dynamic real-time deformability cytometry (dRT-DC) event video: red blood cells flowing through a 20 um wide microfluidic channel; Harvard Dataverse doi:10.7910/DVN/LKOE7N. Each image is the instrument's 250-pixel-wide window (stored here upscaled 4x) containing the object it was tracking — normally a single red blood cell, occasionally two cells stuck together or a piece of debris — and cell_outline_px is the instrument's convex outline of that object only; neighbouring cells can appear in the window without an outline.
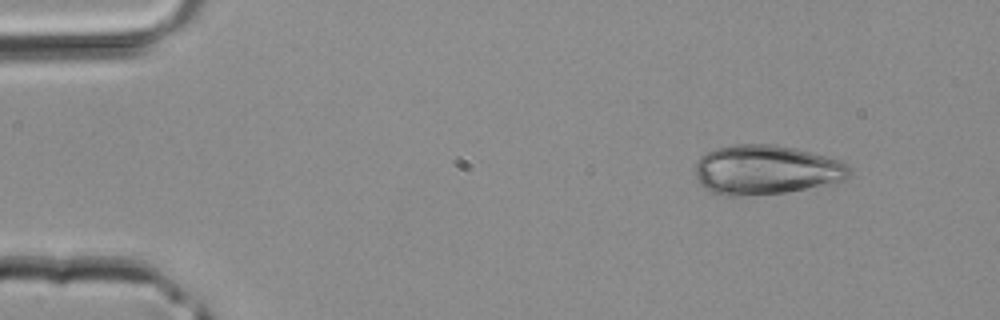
{"species": "common noctule bat (a hibernating species)", "species_latin": "Nyctalus noctula", "temperature_condition": "room temperature", "stored_images_in_passage": 41, "camera_frame_rate_fps": 3000, "um_per_image_px": 0.085, "animal": {"sex": "male", "body_mass_g": 20.4}, "frame": {"image": 1, "passage_image": 5, "time_ms": 1.333, "image_size_px": [1000, 320], "cell_outline_px": [[848, 176], [844, 180], [828, 184], [784, 192], [736, 196], [724, 196], [712, 192], [704, 188], [700, 184], [696, 176], [696, 160], [700, 156], [716, 148], [736, 144], [776, 144], [796, 148], [812, 152], [840, 160], [848, 164]], "centroid_in_image_um": [65.08, 14.42], "position_along_channel_um": 19.9, "area_um2": 44.39}}
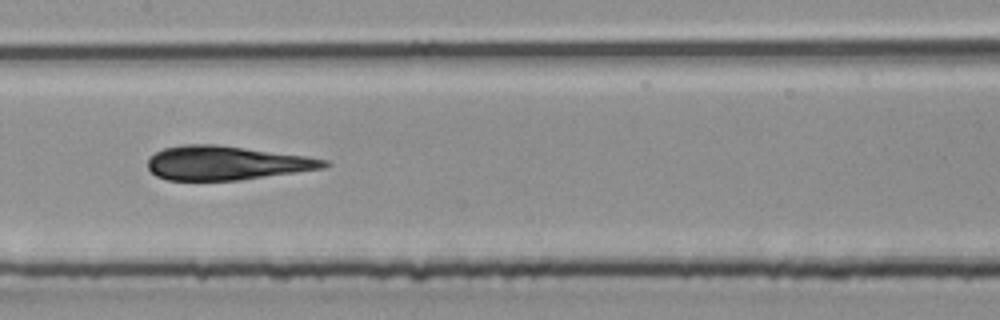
{"frame": {"image": 2, "passage_image": 21, "time_ms": 6.667, "image_size_px": [1000, 320], "cell_outline_px": [[332, 164], [324, 168], [240, 180], [168, 180], [156, 176], [148, 168], [148, 160], [156, 152], [164, 148], [184, 144], [216, 144], [308, 156], [328, 160]], "centroid_in_image_um": [19.27, 13.85], "position_along_channel_um": 188.1, "area_um2": 34.91}}
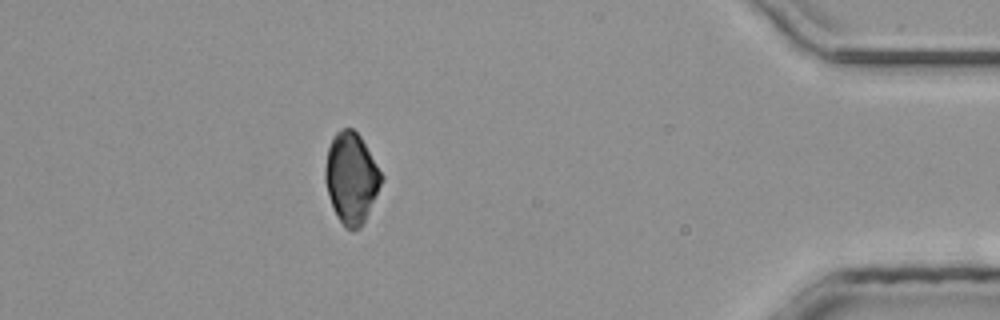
{"frame": {"image": 3, "passage_image": 37, "time_ms": 12.0, "image_size_px": [1000, 320], "cell_outline_px": [[384, 176], [368, 212], [360, 228], [352, 232], [344, 228], [336, 216], [328, 196], [324, 180], [324, 168], [328, 148], [332, 136], [340, 128], [352, 128], [360, 136]], "centroid_in_image_um": [29.82, 15.13], "position_along_channel_um": 405.4, "area_um2": 29.82}}